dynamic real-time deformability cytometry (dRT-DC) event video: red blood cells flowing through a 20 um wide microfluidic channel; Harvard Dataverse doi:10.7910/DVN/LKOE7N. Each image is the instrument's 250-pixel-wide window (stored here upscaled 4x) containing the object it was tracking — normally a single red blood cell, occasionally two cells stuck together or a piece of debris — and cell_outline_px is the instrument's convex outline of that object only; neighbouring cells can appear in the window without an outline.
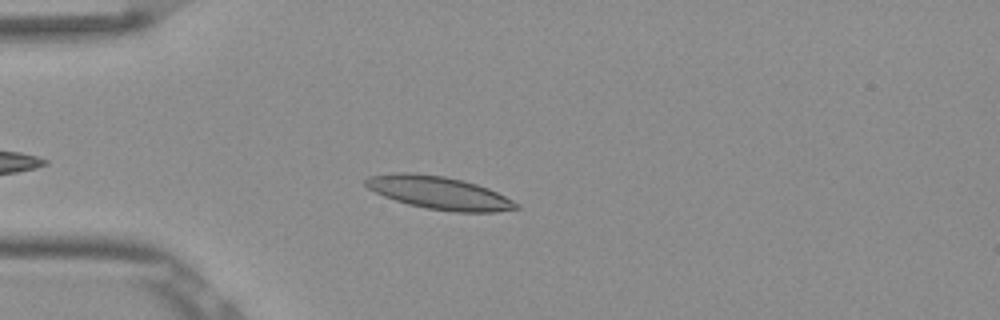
{"species": "Egyptian fruit bat (a non-hibernating species)", "species_latin": "Rousettus aegyptiacus", "temperature_condition": "room temperature", "stored_images_in_passage": 42, "camera_frame_rate_fps": 3000, "um_per_image_px": 0.085, "frame": {"image": 1, "passage_image": 7, "time_ms": 2.0, "image_size_px": [1000, 320], "cell_outline_px": [[520, 208], [496, 212], [456, 212], [424, 208], [408, 204], [384, 196], [368, 188], [364, 184], [364, 180], [368, 176], [396, 172], [412, 172], [444, 176], [476, 184], [488, 188], [520, 204]], "centroid_in_image_um": [37.3, 16.39], "position_along_channel_um": 47.7, "area_um2": 28.78}}
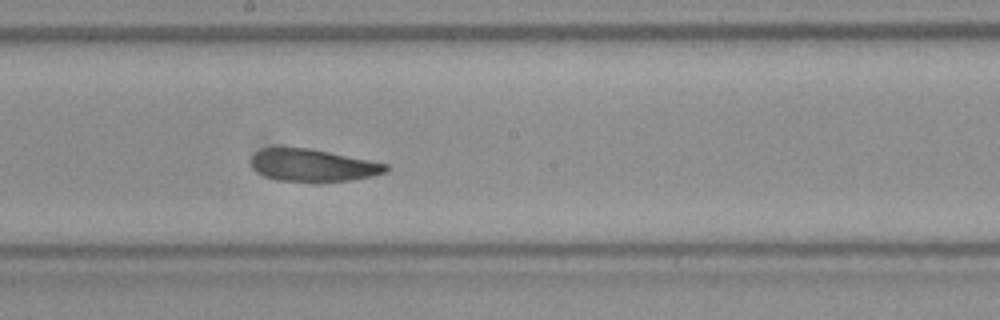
{"frame": {"image": 2, "passage_image": 22, "time_ms": 7.0, "image_size_px": [1000, 320], "cell_outline_px": [[388, 168], [384, 172], [372, 176], [348, 180], [316, 184], [276, 180], [264, 176], [256, 172], [252, 168], [252, 156], [260, 148], [308, 148], [388, 164]], "centroid_in_image_um": [26.54, 14.09], "position_along_channel_um": 221.7, "area_um2": 25.66}}
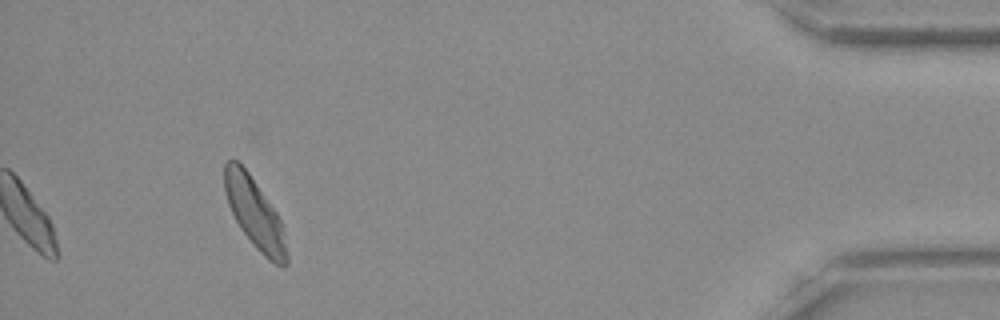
{"frame": {"image": 3, "passage_image": 42, "time_ms": 13.667, "image_size_px": [1000, 320], "cell_outline_px": [[288, 264], [276, 264], [268, 260], [256, 248], [240, 228], [228, 204], [224, 192], [224, 164], [228, 160], [236, 160], [248, 172], [276, 212], [284, 228], [288, 252]], "centroid_in_image_um": [21.66, 18.15], "position_along_channel_um": 413.5, "area_um2": 25.2}, "authors_computed_cell_mechanics": {"area_um2": 25.8077, "velocity_mm_per_s": 3.8172, "shape_relaxation_time_tau1_ms": 4.4604, "shape_relaxation_time_tau2_ms": 2.4807, "deformation_change_tau1": 0.1409, "deformation_change_tau2": 0.0902}}